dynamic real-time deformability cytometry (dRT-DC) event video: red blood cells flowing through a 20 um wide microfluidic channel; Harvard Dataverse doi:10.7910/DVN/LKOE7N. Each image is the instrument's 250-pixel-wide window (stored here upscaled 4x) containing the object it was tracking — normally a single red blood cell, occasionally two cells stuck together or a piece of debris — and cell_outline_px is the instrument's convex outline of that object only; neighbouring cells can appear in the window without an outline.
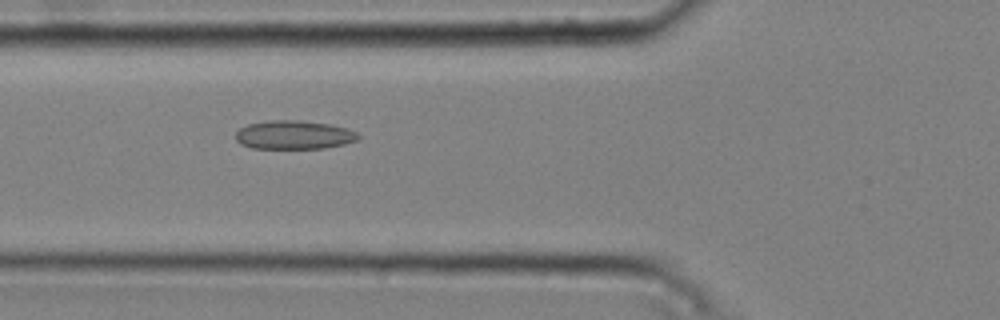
{"species": "common noctule bat (a hibernating species)", "species_latin": "Nyctalus noctula", "temperature_condition": "cold", "stored_images_in_passage": 46, "camera_frame_rate_fps": 3000, "um_per_image_px": 0.085, "animal": {"sex": "male", "body_mass_g": 20.4}, "frame": {"image": 1, "passage_image": 19, "time_ms": 6.0, "image_size_px": [1000, 320], "cell_outline_px": [[360, 136], [356, 140], [344, 144], [324, 148], [252, 148], [240, 144], [236, 140], [236, 132], [240, 128], [248, 124], [272, 120], [296, 120], [332, 124], [348, 128], [356, 132]], "centroid_in_image_um": [24.99, 11.46], "position_along_channel_um": 100.8, "area_um2": 20.46}}
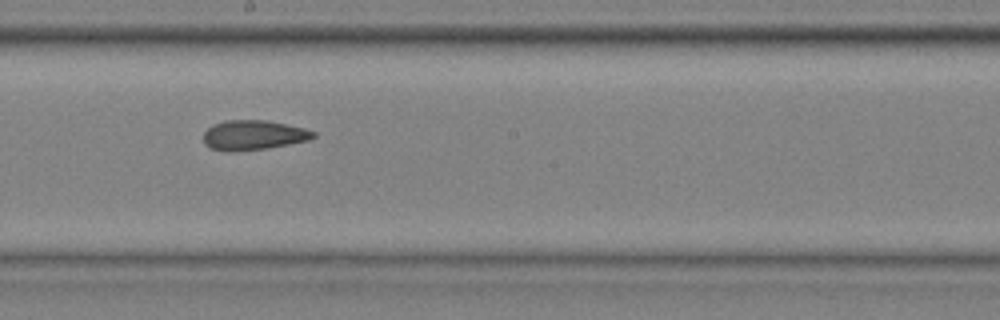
{"frame": {"image": 2, "passage_image": 29, "time_ms": 9.333, "image_size_px": [1000, 320], "cell_outline_px": [[316, 136], [308, 140], [268, 148], [232, 152], [224, 152], [208, 148], [204, 144], [204, 132], [212, 124], [224, 120], [264, 120], [304, 128], [316, 132]], "centroid_in_image_um": [21.48, 11.5], "position_along_channel_um": 226.7, "area_um2": 19.19}}
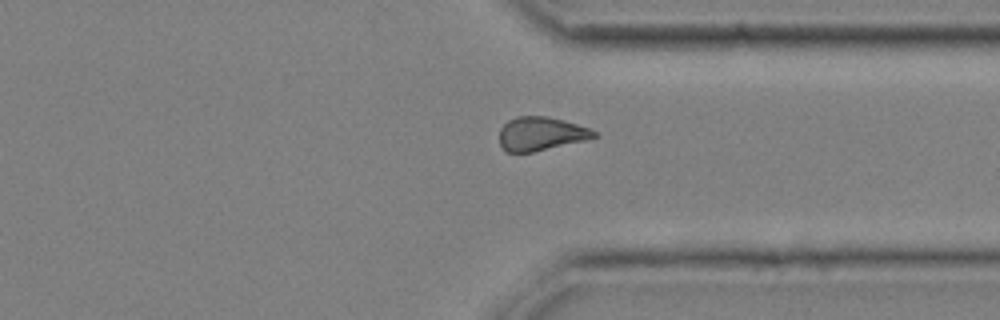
{"frame": {"image": 3, "passage_image": 40, "time_ms": 13.0, "image_size_px": [1000, 320], "cell_outline_px": [[600, 136], [584, 140], [532, 152], [508, 152], [500, 144], [500, 128], [508, 120], [516, 116], [548, 116], [564, 120], [592, 128]], "centroid_in_image_um": [46.0, 11.35], "position_along_channel_um": 365.4, "area_um2": 18.55}, "authors_computed_cell_mechanics": {"area_um2": 19.363, "velocity_mm_per_s": 3.7731, "shape_relaxation_time_tau1_ms": null, "shape_relaxation_time_tau2_ms": 2.9058, "deformation_change_tau1": null, "deformation_change_tau2": 0.1064}}